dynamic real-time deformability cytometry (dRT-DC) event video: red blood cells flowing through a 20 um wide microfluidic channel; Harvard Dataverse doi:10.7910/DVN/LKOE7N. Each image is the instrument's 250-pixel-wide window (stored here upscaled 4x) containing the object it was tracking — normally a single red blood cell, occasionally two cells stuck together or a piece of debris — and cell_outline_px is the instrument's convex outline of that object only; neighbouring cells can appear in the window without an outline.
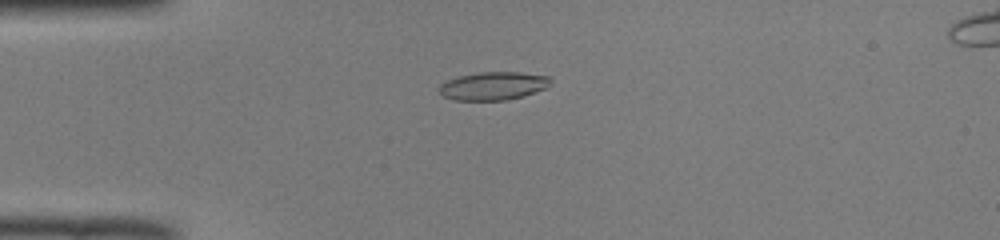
{"species": "common noctule bat (a hibernating species)", "species_latin": "Nyctalus noctula", "temperature_condition": "room temperature", "stored_images_in_passage": 40, "camera_frame_rate_fps": 3000, "um_per_image_px": 0.085, "animal": {"sex": "male", "body_mass_g": 19.0, "forearm_length_mm": 50.8}, "frame": {"image": 1, "passage_image": 2, "time_ms": 0.333, "image_size_px": [1000, 240], "cell_outline_px": [[552, 84], [548, 88], [524, 96], [504, 100], [452, 100], [444, 96], [440, 92], [440, 84], [448, 80], [460, 76], [480, 72], [520, 72], [548, 76], [552, 80]], "centroid_in_image_um": [41.99, 7.3], "position_along_channel_um": 43.0, "area_um2": 18.32}}
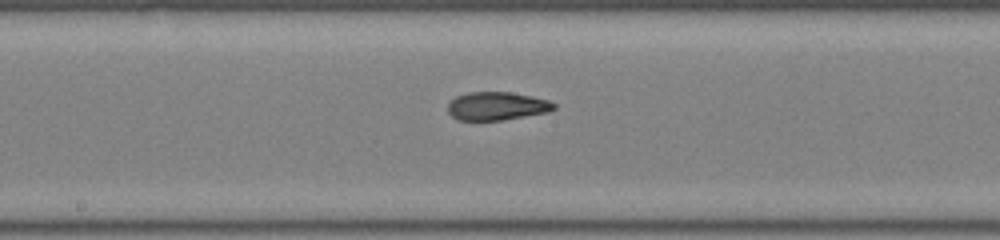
{"frame": {"image": 2, "passage_image": 16, "time_ms": 5.0, "image_size_px": [1000, 240], "cell_outline_px": [[556, 108], [548, 112], [500, 120], [456, 120], [448, 112], [448, 104], [456, 96], [468, 92], [512, 92], [532, 96], [548, 100], [556, 104]], "centroid_in_image_um": [42.23, 9.01], "position_along_channel_um": 206.0, "area_um2": 17.46}}
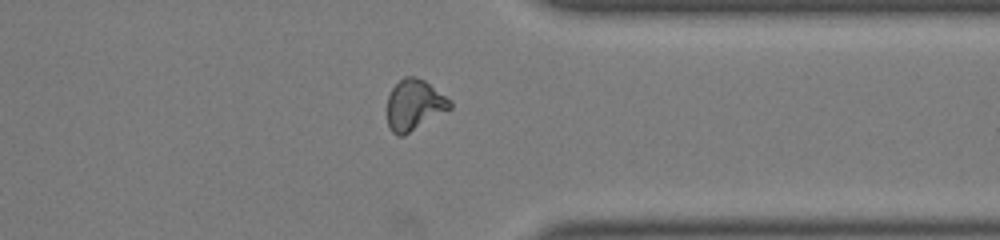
{"frame": {"image": 3, "passage_image": 29, "time_ms": 9.333, "image_size_px": [1000, 240], "cell_outline_px": [[452, 108], [404, 136], [396, 136], [392, 132], [388, 124], [388, 96], [392, 88], [404, 76], [416, 76], [424, 80], [452, 100]], "centroid_in_image_um": [35.23, 8.92], "position_along_channel_um": 376.2, "area_um2": 18.67}, "authors_computed_cell_mechanics": {"area_um2": 18.207, "velocity_mm_per_s": 4.0, "shape_relaxation_time_tau1_ms": 6.819, "shape_relaxation_time_tau2_ms": 1.8883, "deformation_change_tau1": 0.2258, "deformation_change_tau2": 0.0808}}